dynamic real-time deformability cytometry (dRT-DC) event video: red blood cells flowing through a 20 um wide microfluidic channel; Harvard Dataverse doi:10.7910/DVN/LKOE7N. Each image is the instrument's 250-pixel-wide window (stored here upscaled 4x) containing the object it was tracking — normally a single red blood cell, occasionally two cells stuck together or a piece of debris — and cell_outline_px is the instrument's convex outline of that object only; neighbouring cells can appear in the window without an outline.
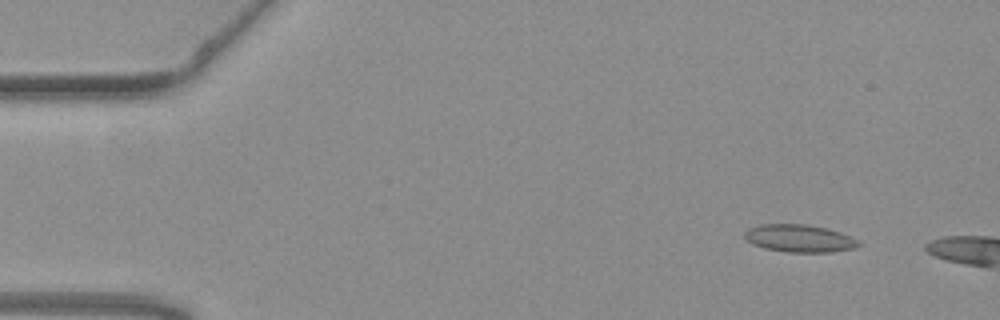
{"species": "common noctule bat (a hibernating species)", "species_latin": "Nyctalus noctula", "temperature_condition": "warm", "stored_images_in_passage": 11, "camera_frame_rate_fps": 3000, "um_per_image_px": 0.085, "animal": {"sex": "female", "body_mass_g": 19.3, "forearm_length_mm": 54.1}, "frame": {"image": 1, "passage_image": 5, "time_ms": 1.333, "image_size_px": [1000, 320], "cell_outline_px": [[860, 244], [856, 248], [832, 252], [788, 252], [764, 248], [752, 244], [744, 236], [744, 232], [748, 228], [760, 224], [808, 224], [840, 232], [856, 240]], "centroid_in_image_um": [67.91, 20.26], "position_along_channel_um": 17.1, "area_um2": 18.21}}